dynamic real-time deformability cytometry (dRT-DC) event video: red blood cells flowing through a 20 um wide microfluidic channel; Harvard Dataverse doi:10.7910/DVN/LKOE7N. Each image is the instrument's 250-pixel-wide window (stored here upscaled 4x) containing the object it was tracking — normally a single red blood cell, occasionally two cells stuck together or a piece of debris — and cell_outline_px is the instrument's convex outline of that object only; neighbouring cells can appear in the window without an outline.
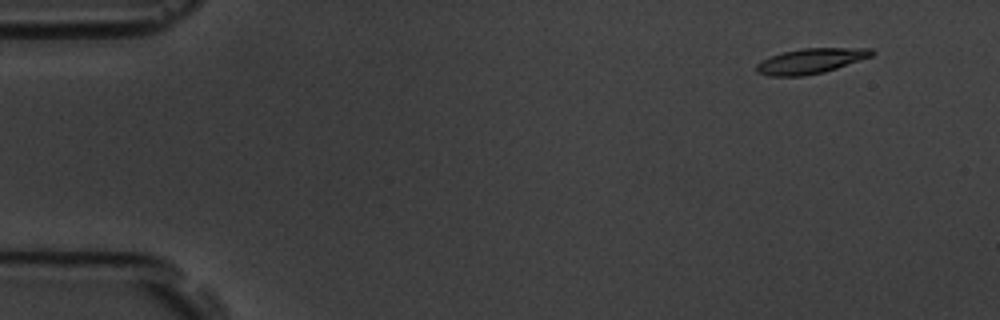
{"species": "common noctule bat (a hibernating species)", "species_latin": "Nyctalus noctula", "temperature_condition": "room temperature", "stored_images_in_passage": 5, "camera_frame_rate_fps": 3000, "um_per_image_px": 0.085, "animal": {"sex": "male", "body_mass_g": 19.5, "forearm_length_mm": 54.6}, "frame": {"image": 1, "passage_image": 2, "time_ms": 1.333, "image_size_px": [1000, 320], "cell_outline_px": [[876, 52], [872, 56], [824, 72], [804, 76], [768, 76], [756, 72], [756, 64], [772, 56], [784, 52], [804, 48], [872, 48]], "centroid_in_image_um": [68.93, 5.19], "position_along_channel_um": 16.1, "area_um2": 16.76}}
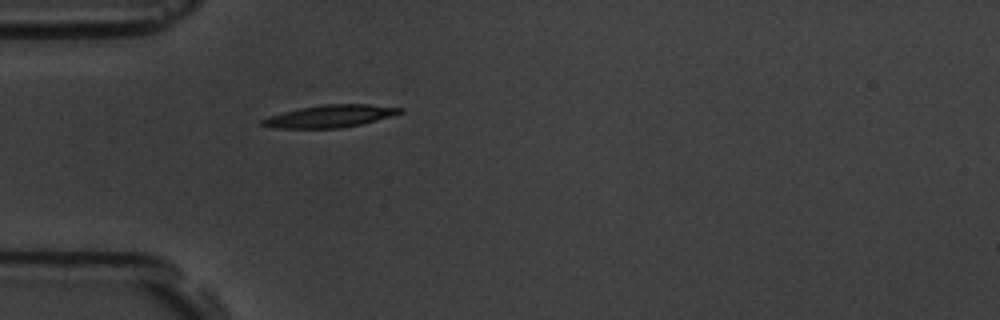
{"frame": {"image": 2, "passage_image": 5, "time_ms": 5.333, "image_size_px": [1000, 320], "cell_outline_px": [[404, 112], [392, 116], [360, 124], [340, 128], [276, 128], [260, 124], [260, 120], [268, 116], [300, 108], [324, 104], [368, 104], [404, 108]], "centroid_in_image_um": [28.07, 9.87], "position_along_channel_um": 56.9, "area_um2": 17.86}}